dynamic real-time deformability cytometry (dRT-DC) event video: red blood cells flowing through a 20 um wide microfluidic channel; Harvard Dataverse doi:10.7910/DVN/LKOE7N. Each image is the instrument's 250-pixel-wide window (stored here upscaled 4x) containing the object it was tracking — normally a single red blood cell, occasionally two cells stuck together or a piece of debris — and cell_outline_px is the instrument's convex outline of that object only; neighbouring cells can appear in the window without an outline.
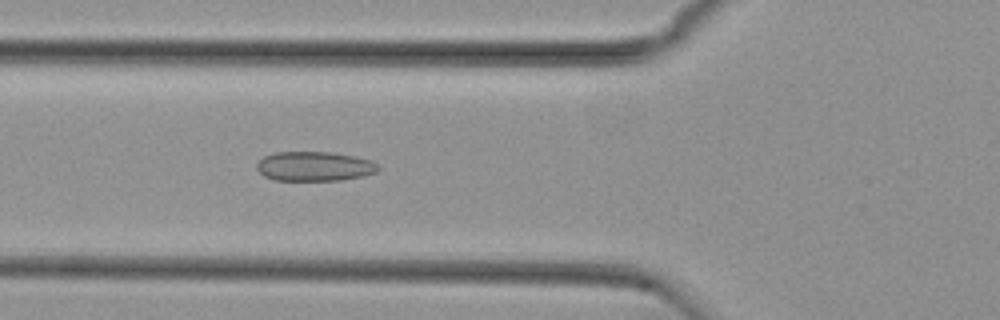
{"species": "common noctule bat (a hibernating species)", "species_latin": "Nyctalus noctula", "temperature_condition": "cold", "stored_images_in_passage": 40, "camera_frame_rate_fps": 3000, "um_per_image_px": 0.085, "animal": {"sex": "female", "body_mass_g": 29.2, "forearm_length_mm": 56.3}, "frame": {"image": 1, "passage_image": 13, "time_ms": 4.0, "image_size_px": [1000, 320], "cell_outline_px": [[380, 168], [376, 172], [360, 176], [340, 180], [276, 180], [264, 176], [256, 168], [256, 164], [264, 156], [276, 152], [332, 152], [356, 156], [372, 160], [380, 164]], "centroid_in_image_um": [26.75, 14.12], "position_along_channel_um": 99.0, "area_um2": 20.92}}
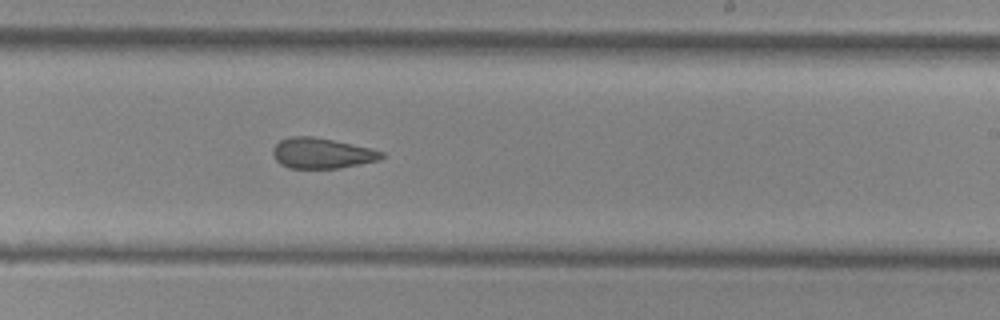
{"frame": {"image": 2, "passage_image": 26, "time_ms": 8.333, "image_size_px": [1000, 320], "cell_outline_px": [[384, 156], [380, 160], [340, 168], [288, 168], [280, 164], [276, 160], [272, 152], [272, 148], [280, 140], [292, 136], [312, 136], [372, 148], [384, 152]], "centroid_in_image_um": [27.36, 13.03], "position_along_channel_um": 261.6, "area_um2": 19.36}}
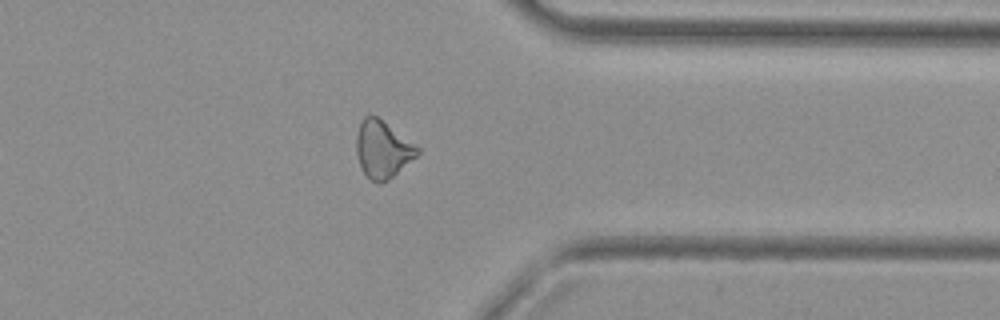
{"frame": {"image": 3, "passage_image": 36, "time_ms": 11.667, "image_size_px": [1000, 320], "cell_outline_px": [[420, 152], [416, 156], [388, 180], [380, 184], [372, 180], [364, 172], [360, 164], [356, 152], [356, 136], [360, 120], [364, 116], [376, 116], [420, 148]], "centroid_in_image_um": [32.5, 12.69], "position_along_channel_um": 378.9, "area_um2": 19.94}, "authors_computed_cell_mechanics": {"area_um2": 20.3456, "velocity_mm_per_s": 3.752, "shape_relaxation_time_tau1_ms": null, "shape_relaxation_time_tau2_ms": 3.0835, "deformation_change_tau1": null, "deformation_change_tau2": 0.1062}}